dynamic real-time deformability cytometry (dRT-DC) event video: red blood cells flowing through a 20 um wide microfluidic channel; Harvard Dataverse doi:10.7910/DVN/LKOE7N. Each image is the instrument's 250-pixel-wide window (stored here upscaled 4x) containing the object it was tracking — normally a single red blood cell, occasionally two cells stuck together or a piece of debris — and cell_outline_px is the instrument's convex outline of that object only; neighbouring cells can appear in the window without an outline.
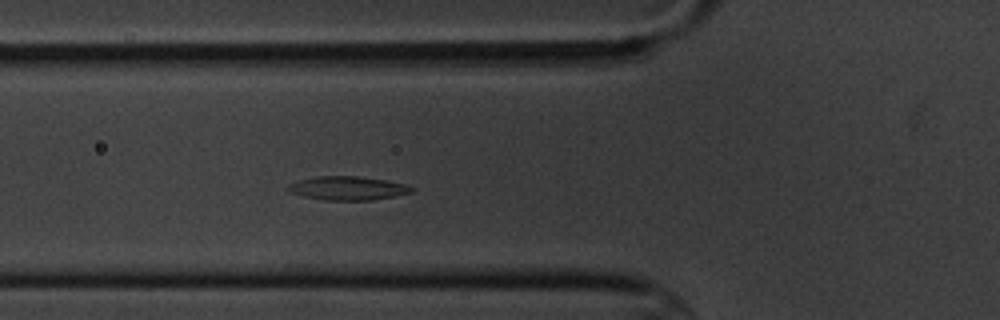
{"species": "common noctule bat (a hibernating species)", "species_latin": "Nyctalus noctula", "temperature_condition": "cold", "stored_images_in_passage": 4, "camera_frame_rate_fps": 3000, "um_per_image_px": 0.085, "animal": {"sex": "male", "body_mass_g": 20.1, "forearm_length_mm": 53.5}, "frame": {"image": 1, "passage_image": 4, "time_ms": 4.333, "image_size_px": [1000, 320], "cell_outline_px": [[416, 188], [412, 192], [372, 200], [324, 200], [304, 196], [288, 192], [284, 188], [288, 184], [296, 180], [316, 176], [356, 176], [384, 180], [404, 184]], "centroid_in_image_um": [29.47, 15.99], "position_along_channel_um": 96.3, "area_um2": 17.11}}